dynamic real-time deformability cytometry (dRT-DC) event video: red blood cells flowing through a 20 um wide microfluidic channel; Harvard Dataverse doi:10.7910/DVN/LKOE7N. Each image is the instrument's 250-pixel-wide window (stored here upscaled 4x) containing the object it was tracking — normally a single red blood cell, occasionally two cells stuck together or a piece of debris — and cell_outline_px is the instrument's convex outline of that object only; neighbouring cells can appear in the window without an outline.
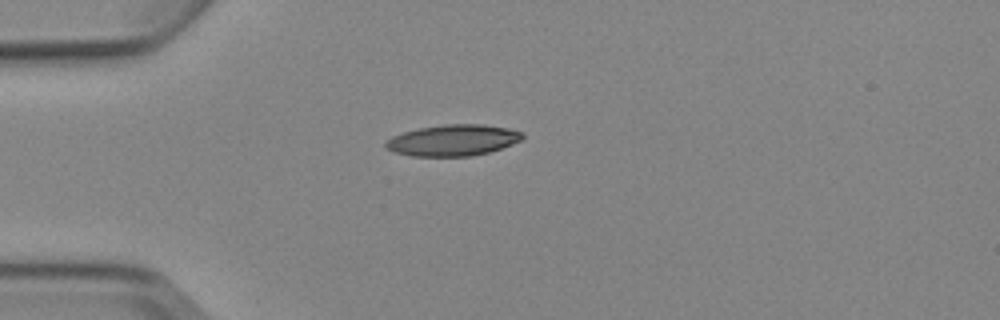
{"species": "Egyptian fruit bat (a non-hibernating species)", "species_latin": "Rousettus aegyptiacus", "temperature_condition": "cold", "stored_images_in_passage": 1, "camera_frame_rate_fps": 3000, "um_per_image_px": 0.085, "animal": {"sex": "female"}, "frame": {"image": 1, "passage_image": 1, "time_ms": 0.0, "image_size_px": [1000, 320], "cell_outline_px": [[524, 140], [488, 152], [472, 156], [412, 156], [396, 152], [388, 148], [384, 144], [392, 136], [404, 132], [420, 128], [448, 124], [484, 124], [508, 128], [524, 132]], "centroid_in_image_um": [38.56, 11.91], "position_along_channel_um": 46.4, "area_um2": 24.74}}